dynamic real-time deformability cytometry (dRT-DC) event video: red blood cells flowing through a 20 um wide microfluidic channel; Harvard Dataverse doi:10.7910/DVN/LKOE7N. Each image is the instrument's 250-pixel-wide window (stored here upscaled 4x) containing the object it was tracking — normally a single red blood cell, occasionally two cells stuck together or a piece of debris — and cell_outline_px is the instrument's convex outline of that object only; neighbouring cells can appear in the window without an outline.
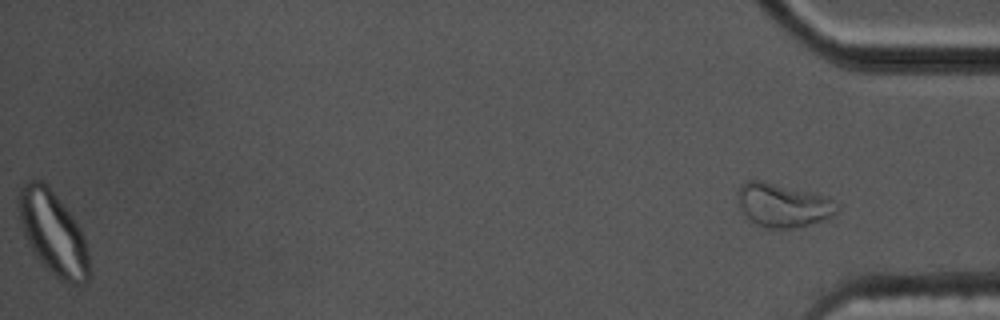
{"species": "common noctule bat (a hibernating species)", "species_latin": "Nyctalus noctula", "temperature_condition": "cold", "stored_images_in_passage": 41, "segment_of_instrument_passage": [2, 2], "camera_frame_rate_fps": 3000, "um_per_image_px": 0.085, "animal": {"sex": "male", "body_mass_g": 17.5, "forearm_length_mm": 52.3}, "frame": {"image": 1, "passage_image": 41, "time_ms": 13.333, "image_size_px": [1000, 320], "cell_outline_px": [[836, 212], [832, 216], [800, 228], [764, 228], [756, 224], [740, 208], [736, 196], [740, 184], [748, 180], [760, 180], [812, 192], [828, 196], [836, 200]], "centroid_in_image_um": [66.55, 17.43], "position_along_channel_um": 368.7, "area_um2": 25.32}}